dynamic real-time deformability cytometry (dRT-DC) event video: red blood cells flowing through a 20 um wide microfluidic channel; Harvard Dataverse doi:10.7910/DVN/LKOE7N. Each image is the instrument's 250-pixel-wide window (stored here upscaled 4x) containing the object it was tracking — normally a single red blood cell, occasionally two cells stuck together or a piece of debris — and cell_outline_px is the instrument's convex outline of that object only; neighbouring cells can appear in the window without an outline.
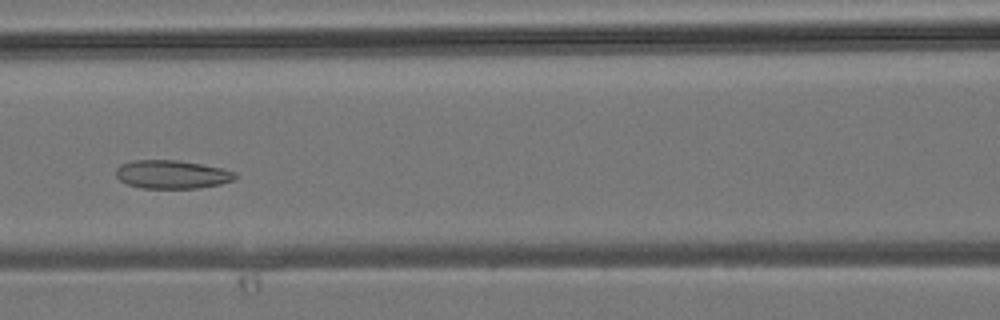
{"species": "common noctule bat (a hibernating species)", "species_latin": "Nyctalus noctula", "temperature_condition": "room temperature", "stored_images_in_passage": 39, "camera_frame_rate_fps": 3000, "um_per_image_px": 0.085, "animal": {"sex": "male", "body_mass_g": 19.2, "forearm_length_mm": 51.8}, "frame": {"image": 1, "passage_image": 15, "time_ms": 4.667, "image_size_px": [1000, 320], "cell_outline_px": [[236, 180], [220, 184], [200, 188], [140, 188], [128, 184], [120, 180], [116, 176], [116, 168], [120, 164], [132, 160], [176, 160], [200, 164], [220, 168], [236, 172]], "centroid_in_image_um": [14.61, 14.83], "position_along_channel_um": 152.0, "area_um2": 19.77}}
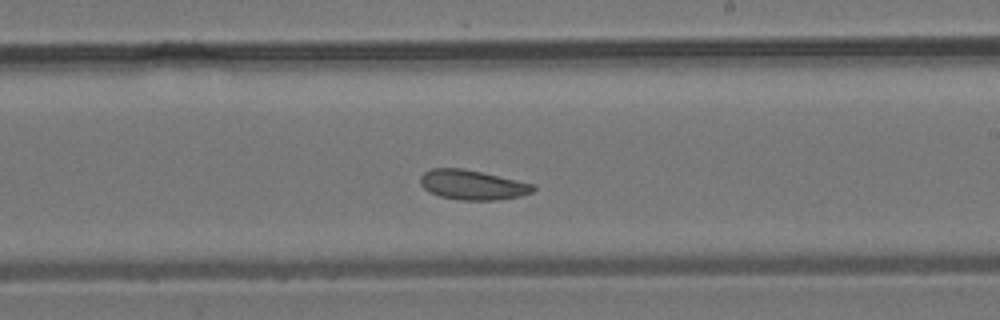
{"frame": {"image": 2, "passage_image": 21, "time_ms": 6.667, "image_size_px": [1000, 320], "cell_outline_px": [[536, 188], [532, 192], [520, 196], [496, 200], [460, 200], [440, 196], [424, 188], [420, 184], [420, 176], [424, 172], [432, 168], [464, 168], [536, 184]], "centroid_in_image_um": [40.18, 15.7], "position_along_channel_um": 248.8, "area_um2": 19.59}}
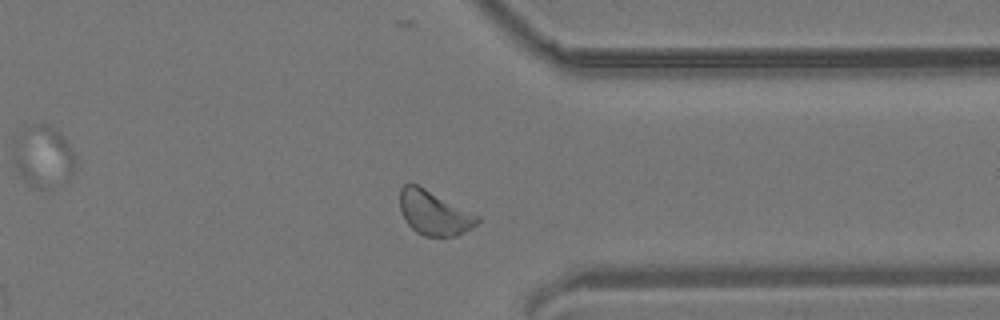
{"frame": {"image": 3, "passage_image": 29, "time_ms": 9.333, "image_size_px": [1000, 320], "cell_outline_px": [[480, 220], [472, 228], [456, 236], [424, 236], [416, 232], [408, 224], [400, 208], [400, 188], [404, 184], [416, 184], [480, 216]], "centroid_in_image_um": [36.9, 18.11], "position_along_channel_um": 374.5, "area_um2": 19.71}}